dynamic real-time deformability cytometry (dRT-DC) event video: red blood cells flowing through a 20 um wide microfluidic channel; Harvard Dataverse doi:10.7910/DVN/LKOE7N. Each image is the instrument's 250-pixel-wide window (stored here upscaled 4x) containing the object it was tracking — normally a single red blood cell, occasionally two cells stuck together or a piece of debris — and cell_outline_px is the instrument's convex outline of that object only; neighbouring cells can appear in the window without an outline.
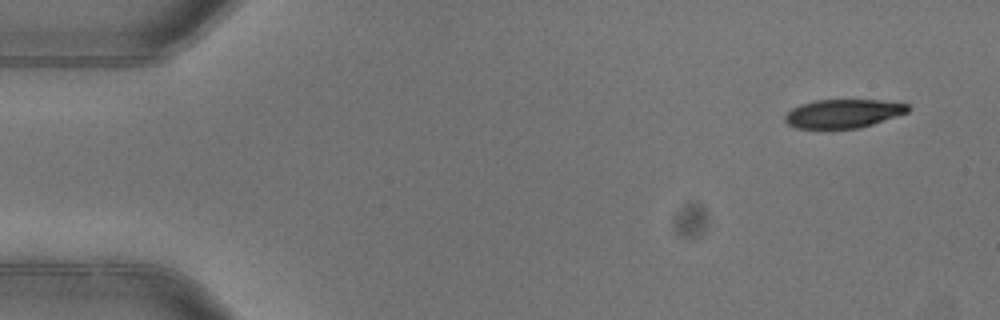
{"species": "common noctule bat (a hibernating species)", "species_latin": "Nyctalus noctula", "temperature_condition": "warm", "stored_images_in_passage": 3, "camera_frame_rate_fps": 3000, "um_per_image_px": 0.085, "animal": {"sex": "female"}, "frame": {"image": 1, "passage_image": 1, "time_ms": 0.0, "image_size_px": [1000, 320], "cell_outline_px": [[908, 112], [872, 124], [856, 128], [796, 128], [788, 124], [784, 120], [784, 116], [792, 108], [800, 104], [816, 100], [880, 100], [908, 104]], "centroid_in_image_um": [71.64, 9.64], "position_along_channel_um": 13.4, "area_um2": 20.29}}